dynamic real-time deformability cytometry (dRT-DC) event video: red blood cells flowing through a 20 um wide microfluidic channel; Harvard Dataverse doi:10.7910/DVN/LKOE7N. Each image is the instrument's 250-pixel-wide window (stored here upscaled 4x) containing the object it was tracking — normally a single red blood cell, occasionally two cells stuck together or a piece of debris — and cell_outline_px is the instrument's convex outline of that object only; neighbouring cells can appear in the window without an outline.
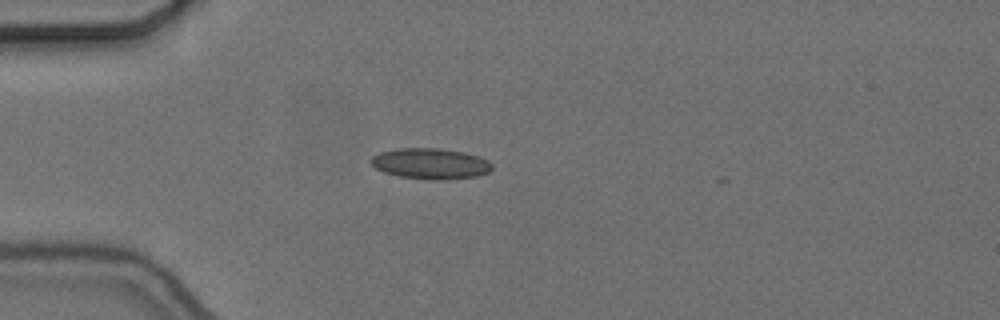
{"species": "common noctule bat (a hibernating species)", "species_latin": "Nyctalus noctula", "temperature_condition": "cold", "stored_images_in_passage": 3, "camera_frame_rate_fps": 3000, "um_per_image_px": 0.085, "animal": {"sex": "female", "body_mass_g": 24.6, "forearm_length_mm": 56.2}, "frame": {"image": 1, "passage_image": 1, "time_ms": 0.0, "image_size_px": [1000, 320], "cell_outline_px": [[492, 168], [488, 172], [476, 176], [436, 180], [400, 176], [384, 172], [376, 168], [372, 164], [372, 156], [380, 152], [396, 148], [440, 148], [464, 152], [488, 160], [492, 164]], "centroid_in_image_um": [36.59, 13.89], "position_along_channel_um": 48.4, "area_um2": 21.44}}